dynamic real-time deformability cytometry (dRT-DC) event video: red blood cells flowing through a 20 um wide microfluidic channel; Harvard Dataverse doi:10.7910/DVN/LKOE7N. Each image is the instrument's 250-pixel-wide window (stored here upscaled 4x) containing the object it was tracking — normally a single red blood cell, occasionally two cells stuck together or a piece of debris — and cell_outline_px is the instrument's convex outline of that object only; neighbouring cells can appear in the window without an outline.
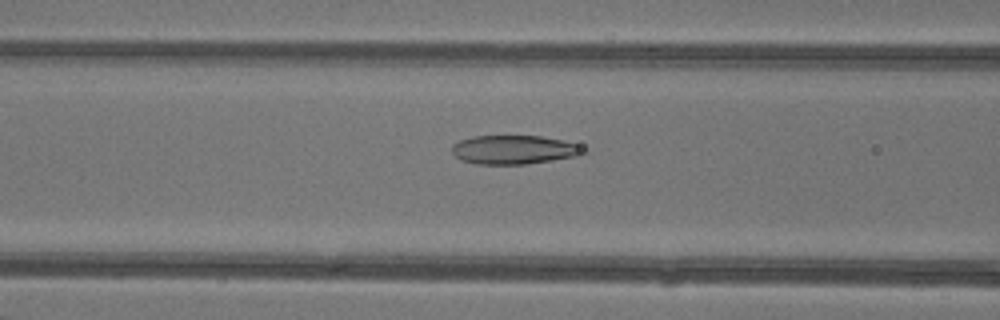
{"species": "common noctule bat (a hibernating species)", "species_latin": "Nyctalus noctula", "temperature_condition": "warm", "stored_images_in_passage": 28, "camera_frame_rate_fps": 3000, "um_per_image_px": 0.085, "animal": {"sex": "female"}, "frame": {"image": 1, "passage_image": 8, "time_ms": 2.333, "image_size_px": [1000, 320], "cell_outline_px": [[588, 152], [576, 156], [552, 160], [524, 164], [476, 164], [460, 160], [452, 152], [452, 144], [460, 140], [472, 136], [540, 136], [564, 140], [576, 144], [584, 148]], "centroid_in_image_um": [43.68, 12.72], "position_along_channel_um": 122.9, "area_um2": 22.14}}
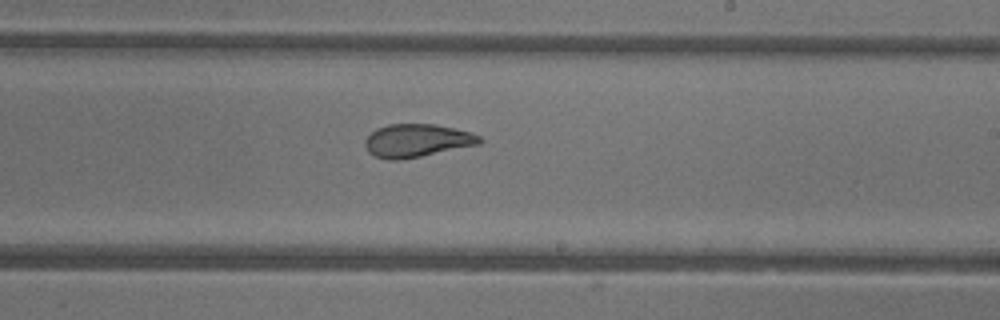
{"frame": {"image": 2, "passage_image": 17, "time_ms": 5.333, "image_size_px": [1000, 320], "cell_outline_px": [[484, 140], [480, 144], [400, 160], [388, 160], [376, 156], [368, 152], [364, 144], [364, 140], [376, 128], [388, 124], [436, 124], [472, 132], [480, 136]], "centroid_in_image_um": [35.44, 11.94], "position_along_channel_um": 253.6, "area_um2": 22.14}}
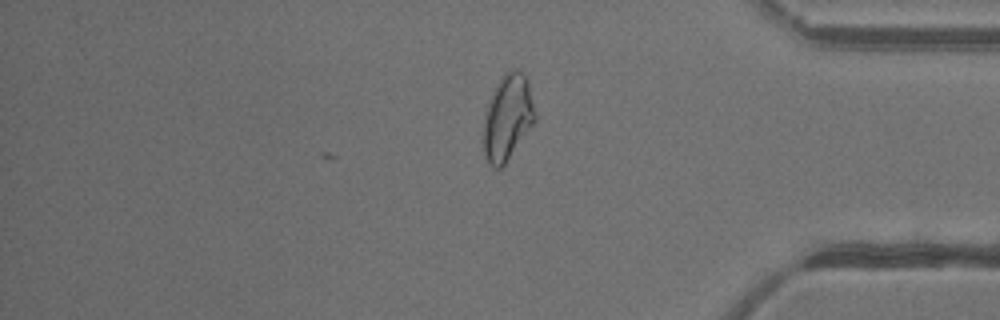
{"frame": {"image": 3, "passage_image": 28, "time_ms": 9.0, "image_size_px": [1000, 320], "cell_outline_px": [[536, 120], [504, 164], [500, 168], [492, 168], [488, 164], [484, 156], [484, 116], [488, 100], [500, 80], [508, 72], [516, 68], [528, 80], [536, 116]], "centroid_in_image_um": [43.14, 10.02], "position_along_channel_um": 392.1, "area_um2": 25.32}, "authors_computed_cell_mechanics": {"area_um2": 22.1663, "velocity_mm_per_s": 4.3601, "shape_relaxation_time_tau1_ms": null, "shape_relaxation_time_tau2_ms": 1.5114, "deformation_change_tau1": null, "deformation_change_tau2": 0.0753}}